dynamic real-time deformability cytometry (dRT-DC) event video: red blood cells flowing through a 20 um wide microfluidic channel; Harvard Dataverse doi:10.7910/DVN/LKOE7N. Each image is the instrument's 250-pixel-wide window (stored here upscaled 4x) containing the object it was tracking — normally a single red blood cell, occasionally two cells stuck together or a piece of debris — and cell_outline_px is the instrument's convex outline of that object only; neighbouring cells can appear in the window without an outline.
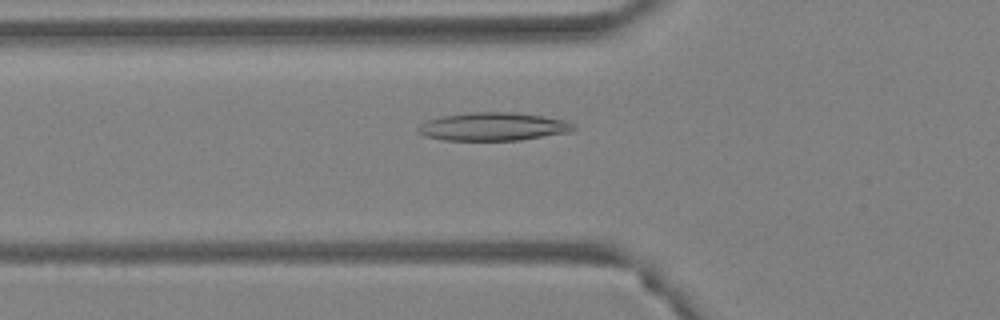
{"species": "Egyptian fruit bat (a non-hibernating species)", "species_latin": "Rousettus aegyptiacus", "temperature_condition": "warm", "stored_images_in_passage": 36, "camera_frame_rate_fps": 3000, "um_per_image_px": 0.085, "animal": {"sex": "female"}, "frame": {"image": 1, "passage_image": 3, "time_ms": 0.667, "image_size_px": [1000, 320], "cell_outline_px": [[576, 128], [572, 132], [520, 140], [444, 140], [424, 136], [416, 132], [416, 128], [420, 124], [428, 120], [440, 116], [472, 112], [512, 112], [544, 116], [564, 120], [572, 124]], "centroid_in_image_um": [41.89, 10.76], "position_along_channel_um": 83.9, "area_um2": 25.66}}
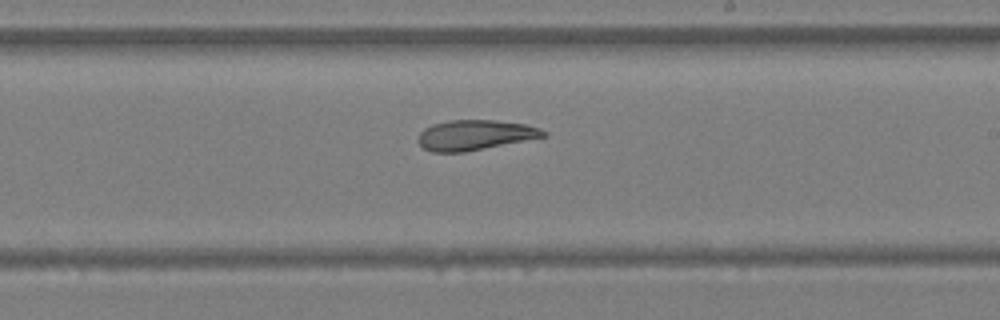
{"frame": {"image": 2, "passage_image": 16, "time_ms": 5.0, "image_size_px": [1000, 320], "cell_outline_px": [[548, 136], [464, 152], [432, 152], [424, 148], [416, 140], [420, 132], [424, 128], [432, 124], [448, 120], [496, 120], [524, 124], [540, 128], [548, 132]], "centroid_in_image_um": [40.36, 11.47], "position_along_channel_um": 248.6, "area_um2": 22.08}}
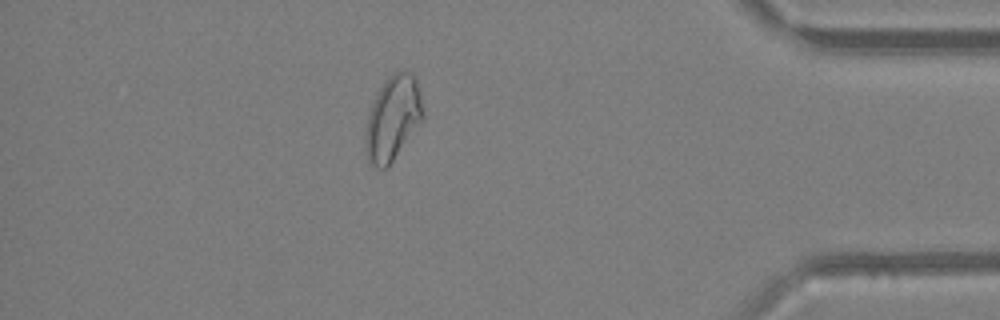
{"frame": {"image": 3, "passage_image": 31, "time_ms": 10.0, "image_size_px": [1000, 320], "cell_outline_px": [[424, 120], [388, 168], [376, 168], [368, 164], [364, 148], [364, 136], [368, 112], [380, 88], [388, 76], [392, 72], [404, 68], [412, 72], [416, 76], [420, 92], [424, 112]], "centroid_in_image_um": [33.4, 10.06], "position_along_channel_um": 401.8, "area_um2": 29.36}, "authors_computed_cell_mechanics": {"area_um2": 23.3223, "velocity_mm_per_s": 3.7941, "shape_relaxation_time_tau1_ms": null, "shape_relaxation_time_tau2_ms": 5.4247, "deformation_change_tau1": null, "deformation_change_tau2": 0.1243}}